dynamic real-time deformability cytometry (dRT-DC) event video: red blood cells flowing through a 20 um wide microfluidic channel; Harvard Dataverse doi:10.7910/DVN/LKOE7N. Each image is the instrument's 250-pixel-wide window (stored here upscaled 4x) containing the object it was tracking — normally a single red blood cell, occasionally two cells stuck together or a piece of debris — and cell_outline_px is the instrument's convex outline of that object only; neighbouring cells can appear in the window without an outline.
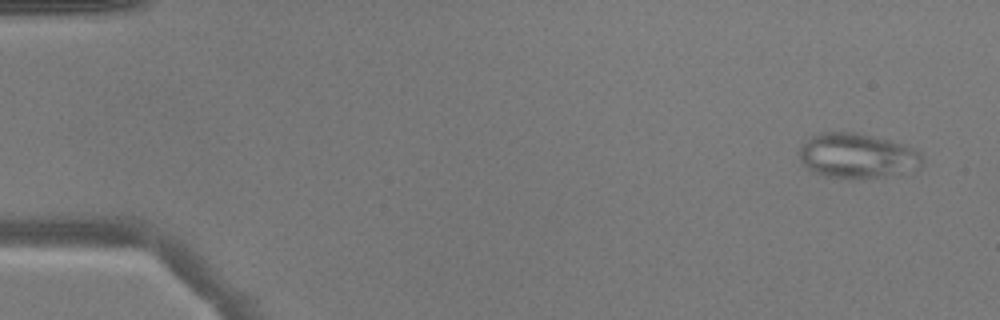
{"species": "common noctule bat (a hibernating species)", "species_latin": "Nyctalus noctula", "temperature_condition": "warm", "stored_images_in_passage": 9, "camera_frame_rate_fps": 3000, "um_per_image_px": 0.085, "animal": {"sex": "male", "body_mass_g": 17.9}, "frame": {"image": 1, "passage_image": 2, "time_ms": 0.333, "image_size_px": [1000, 320], "cell_outline_px": [[924, 160], [920, 168], [884, 176], [824, 176], [812, 172], [800, 160], [800, 148], [812, 136], [824, 132], [856, 132], [888, 140], [912, 148], [920, 152]], "centroid_in_image_um": [72.87, 13.21], "position_along_channel_um": 12.1, "area_um2": 31.21}}